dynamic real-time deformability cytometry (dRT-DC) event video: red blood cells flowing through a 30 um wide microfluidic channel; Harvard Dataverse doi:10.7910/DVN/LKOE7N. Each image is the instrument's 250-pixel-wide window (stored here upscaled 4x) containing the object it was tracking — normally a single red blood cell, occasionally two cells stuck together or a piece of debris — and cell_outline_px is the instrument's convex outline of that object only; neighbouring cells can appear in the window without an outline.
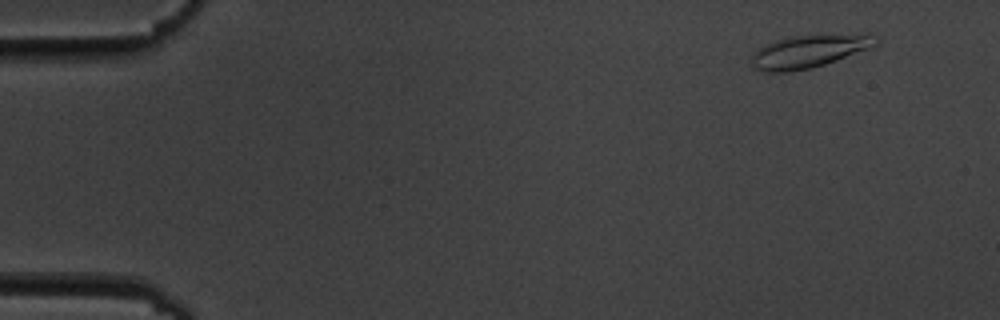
{"species": "common noctule bat (a hibernating species)", "species_latin": "Nyctalus noctula", "temperature_condition": "cold", "stored_images_in_passage": 5, "camera_frame_rate_fps": 3000, "um_per_image_px": 0.085, "animal": {"sex": "male", "body_mass_g": 19.5, "forearm_length_mm": 54.6}, "frame": {"image": 1, "passage_image": 2, "time_ms": 1.333, "image_size_px": [1000, 320], "cell_outline_px": [[880, 40], [876, 44], [868, 48], [836, 60], [812, 68], [788, 72], [768, 72], [752, 68], [752, 56], [756, 48], [764, 44], [784, 36], [868, 32], [880, 36]], "centroid_in_image_um": [68.79, 4.31], "position_along_channel_um": 16.2, "area_um2": 24.57}}